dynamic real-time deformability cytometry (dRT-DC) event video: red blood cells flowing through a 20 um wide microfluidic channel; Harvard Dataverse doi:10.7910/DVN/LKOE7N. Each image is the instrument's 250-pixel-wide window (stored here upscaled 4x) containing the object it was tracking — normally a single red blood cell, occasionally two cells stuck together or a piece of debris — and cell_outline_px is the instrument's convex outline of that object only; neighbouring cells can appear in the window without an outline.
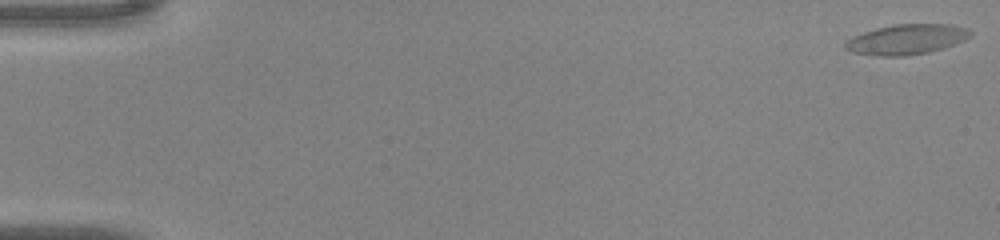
{"species": "common noctule bat (a hibernating species)", "species_latin": "Nyctalus noctula", "temperature_condition": "warm", "stored_images_in_passage": 7, "camera_frame_rate_fps": 3000, "um_per_image_px": 0.085, "animal": {"sex": "male", "body_mass_g": 20.0, "forearm_length_mm": 53.3}, "frame": {"image": 1, "passage_image": 1, "time_ms": 0.0, "image_size_px": [1000, 240], "cell_outline_px": [[972, 36], [964, 40], [944, 48], [928, 52], [908, 56], [880, 56], [852, 52], [844, 48], [844, 44], [848, 40], [864, 32], [876, 28], [892, 24], [952, 24], [968, 28], [972, 32]], "centroid_in_image_um": [77.1, 3.34], "position_along_channel_um": 7.9, "area_um2": 22.02}}